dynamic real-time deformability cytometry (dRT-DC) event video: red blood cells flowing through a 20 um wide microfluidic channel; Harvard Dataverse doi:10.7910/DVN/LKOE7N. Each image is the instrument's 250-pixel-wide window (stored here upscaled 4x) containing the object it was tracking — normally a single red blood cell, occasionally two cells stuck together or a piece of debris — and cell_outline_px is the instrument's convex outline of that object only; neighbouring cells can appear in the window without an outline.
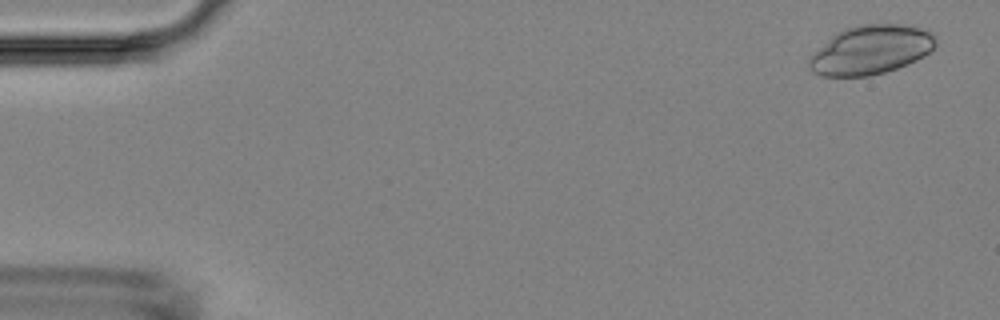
{"species": "Egyptian fruit bat (a non-hibernating species)", "species_latin": "Rousettus aegyptiacus", "temperature_condition": "room temperature", "stored_images_in_passage": 5, "camera_frame_rate_fps": 3000, "um_per_image_px": 0.085, "animal": {"sex": "female"}, "frame": {"image": 1, "passage_image": 1, "time_ms": 0.0, "image_size_px": [1000, 320], "cell_outline_px": [[936, 44], [924, 56], [916, 60], [896, 68], [884, 72], [868, 76], [820, 76], [812, 72], [808, 64], [808, 56], [836, 32], [844, 28], [856, 24], [908, 24], [932, 32], [936, 40]], "centroid_in_image_um": [73.98, 4.22], "position_along_channel_um": 11.0, "area_um2": 36.36}}